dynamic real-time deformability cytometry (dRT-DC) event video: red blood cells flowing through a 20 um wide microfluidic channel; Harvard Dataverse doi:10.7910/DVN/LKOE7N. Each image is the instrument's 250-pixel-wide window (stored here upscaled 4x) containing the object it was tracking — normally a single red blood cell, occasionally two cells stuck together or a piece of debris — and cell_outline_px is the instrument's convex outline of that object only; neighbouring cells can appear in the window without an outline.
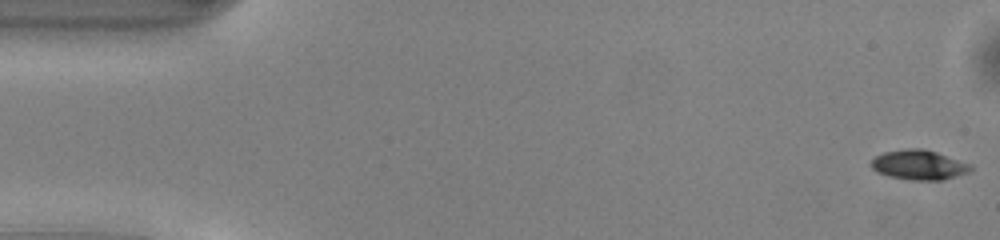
{"species": "common noctule bat (a hibernating species)", "species_latin": "Nyctalus noctula", "temperature_condition": "warm", "stored_images_in_passage": 49, "camera_frame_rate_fps": 3000, "um_per_image_px": 0.085, "animal": {"sex": "male", "body_mass_g": 13.0, "forearm_length_mm": 53.1}, "frame": {"image": 1, "passage_image": 1, "time_ms": 0.0, "image_size_px": [1000, 240], "cell_outline_px": [[972, 168], [968, 172], [944, 180], [908, 180], [888, 176], [876, 172], [872, 168], [872, 160], [876, 156], [884, 152], [908, 148], [924, 148], [972, 164]], "centroid_in_image_um": [78.11, 14.02], "position_along_channel_um": 6.9, "area_um2": 17.28}}
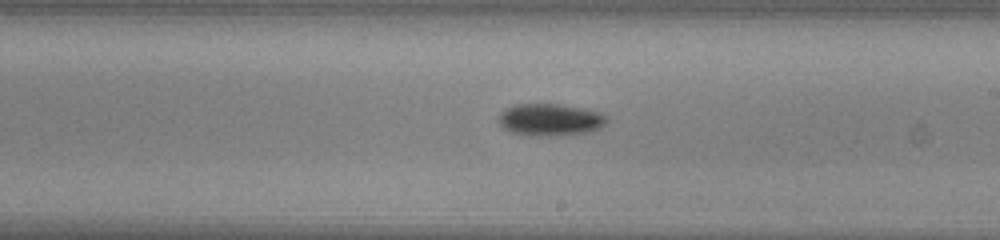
{"frame": {"image": 2, "passage_image": 28, "time_ms": 9.0, "image_size_px": [1000, 240], "cell_outline_px": [[608, 120], [600, 128], [588, 132], [552, 136], [528, 136], [512, 132], [504, 128], [496, 120], [500, 112], [516, 104], [560, 104], [588, 108], [600, 112], [608, 116]], "centroid_in_image_um": [46.78, 10.17], "position_along_channel_um": 242.2, "area_um2": 20.58}}
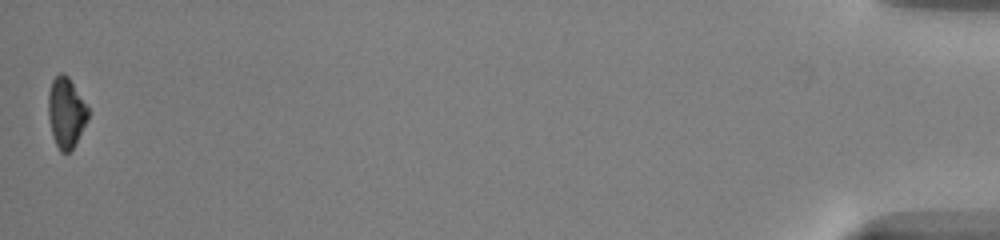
{"frame": {"image": 3, "passage_image": 49, "time_ms": 16.0, "image_size_px": [1000, 240], "cell_outline_px": [[88, 120], [72, 148], [68, 152], [60, 152], [52, 136], [48, 116], [48, 92], [52, 80], [60, 72], [64, 72], [68, 76], [88, 108]], "centroid_in_image_um": [5.59, 9.55], "position_along_channel_um": 429.6, "area_um2": 16.18}, "authors_computed_cell_mechanics": {"area_um2": 17.8602, "velocity_mm_per_s": 4.1615, "shape_relaxation_time_tau1_ms": 1.9033, "shape_relaxation_time_tau2_ms": null, "deformation_change_tau1": 0.1037, "deformation_change_tau2": null}}